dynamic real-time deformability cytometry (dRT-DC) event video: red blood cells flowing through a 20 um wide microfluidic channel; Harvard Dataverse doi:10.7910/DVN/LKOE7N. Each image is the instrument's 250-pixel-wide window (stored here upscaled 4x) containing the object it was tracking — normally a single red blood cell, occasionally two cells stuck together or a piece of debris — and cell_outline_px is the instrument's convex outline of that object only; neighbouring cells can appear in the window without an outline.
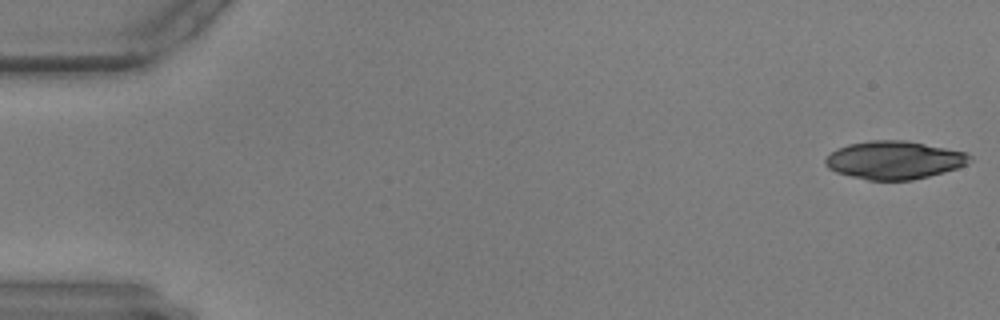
{"species": "common noctule bat (a hibernating species)", "species_latin": "Nyctalus noctula", "temperature_condition": "warm", "stored_images_in_passage": 8, "camera_frame_rate_fps": 3000, "um_per_image_px": 0.085, "animal": {"sex": "male", "body_mass_g": 17.9, "forearm_length_mm": 54.2}, "frame": {"image": 1, "passage_image": 1, "time_ms": 0.0, "image_size_px": [1000, 320], "cell_outline_px": [[972, 160], [968, 164], [944, 172], [912, 180], [868, 180], [836, 172], [828, 168], [824, 164], [824, 160], [836, 148], [848, 144], [872, 140], [904, 140], [968, 152], [972, 156]], "centroid_in_image_um": [76.02, 13.6], "position_along_channel_um": 9.0, "area_um2": 32.08}}